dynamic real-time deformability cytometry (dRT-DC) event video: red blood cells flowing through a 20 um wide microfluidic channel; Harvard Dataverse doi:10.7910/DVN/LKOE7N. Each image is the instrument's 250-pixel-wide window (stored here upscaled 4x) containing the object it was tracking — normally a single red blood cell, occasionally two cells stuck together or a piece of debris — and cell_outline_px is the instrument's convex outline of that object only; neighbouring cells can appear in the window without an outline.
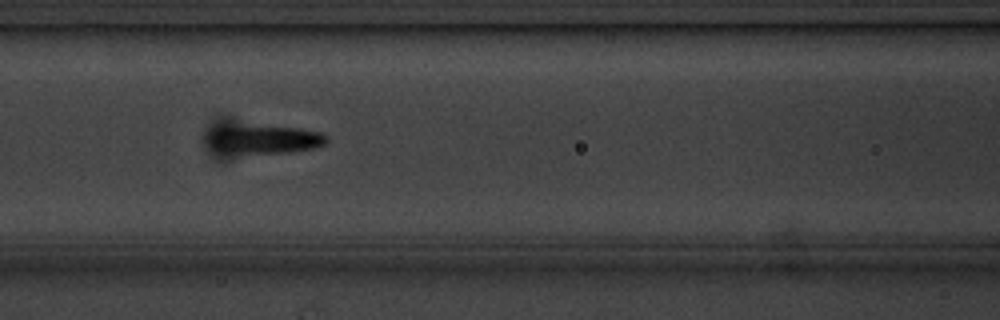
{"species": "common noctule bat (a hibernating species)", "species_latin": "Nyctalus noctula", "temperature_condition": "cold", "stored_images_in_passage": 6, "camera_frame_rate_fps": 3000, "um_per_image_px": 0.085, "animal": {"sex": "male", "body_mass_g": 20.1, "forearm_length_mm": 53.5}, "frame": {"image": 1, "passage_image": 6, "time_ms": 6.0, "image_size_px": [1000, 320], "cell_outline_px": [[328, 140], [324, 144], [312, 148], [224, 164], [220, 164], [204, 148], [200, 136], [204, 128], [220, 112], [228, 112], [324, 132], [328, 136]], "centroid_in_image_um": [21.66, 11.74], "position_along_channel_um": 144.9, "area_um2": 30.17}}